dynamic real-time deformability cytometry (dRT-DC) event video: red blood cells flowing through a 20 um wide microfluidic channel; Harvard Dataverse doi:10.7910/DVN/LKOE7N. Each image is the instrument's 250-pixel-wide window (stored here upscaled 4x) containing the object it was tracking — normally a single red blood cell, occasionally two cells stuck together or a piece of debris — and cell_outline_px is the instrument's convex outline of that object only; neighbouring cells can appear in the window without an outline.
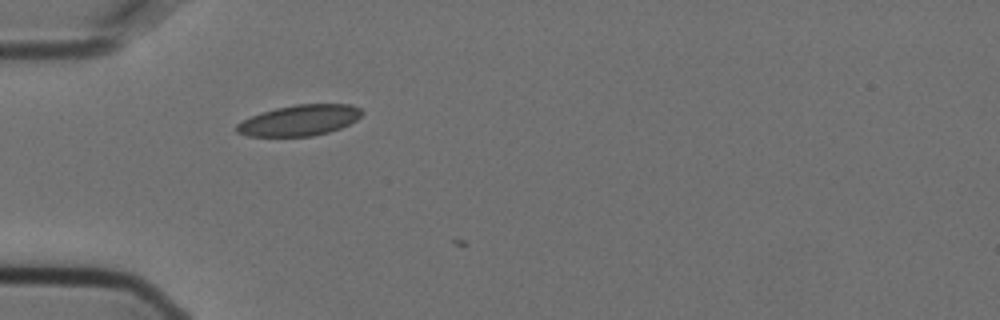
{"species": "Egyptian fruit bat (a non-hibernating species)", "species_latin": "Rousettus aegyptiacus", "temperature_condition": "cold", "stored_images_in_passage": 2, "camera_frame_rate_fps": 3000, "um_per_image_px": 0.085, "animal": {"sex": "female"}, "frame": {"image": 1, "passage_image": 1, "time_ms": 0.0, "image_size_px": [1000, 320], "cell_outline_px": [[364, 112], [356, 120], [340, 128], [328, 132], [312, 136], [248, 136], [236, 132], [236, 124], [260, 112], [276, 108], [296, 104], [352, 104], [360, 108]], "centroid_in_image_um": [25.46, 10.22], "position_along_channel_um": 59.5, "area_um2": 22.43}}